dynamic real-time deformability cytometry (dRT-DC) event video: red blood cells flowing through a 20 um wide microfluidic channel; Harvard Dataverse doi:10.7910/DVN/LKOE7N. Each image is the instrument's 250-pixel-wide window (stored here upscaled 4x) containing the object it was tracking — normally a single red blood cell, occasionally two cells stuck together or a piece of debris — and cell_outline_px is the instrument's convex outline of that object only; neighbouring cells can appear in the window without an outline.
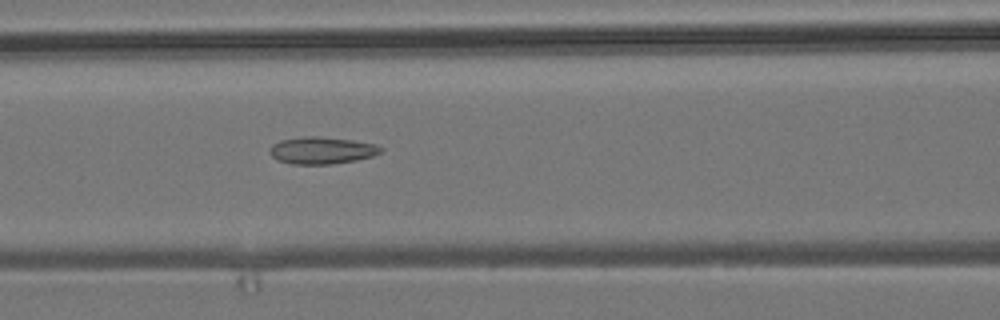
{"species": "common noctule bat (a hibernating species)", "species_latin": "Nyctalus noctula", "temperature_condition": "room temperature", "stored_images_in_passage": 54, "camera_frame_rate_fps": 3000, "um_per_image_px": 0.085, "animal": {"sex": "male", "body_mass_g": 19.2, "forearm_length_mm": 51.8}, "frame": {"image": 1, "passage_image": 23, "time_ms": 7.333, "image_size_px": [1000, 320], "cell_outline_px": [[384, 152], [372, 156], [356, 160], [332, 164], [292, 164], [276, 160], [272, 156], [272, 144], [280, 140], [304, 136], [316, 136], [352, 140], [376, 144], [384, 148]], "centroid_in_image_um": [27.4, 12.78], "position_along_channel_um": 139.2, "area_um2": 17.51}}
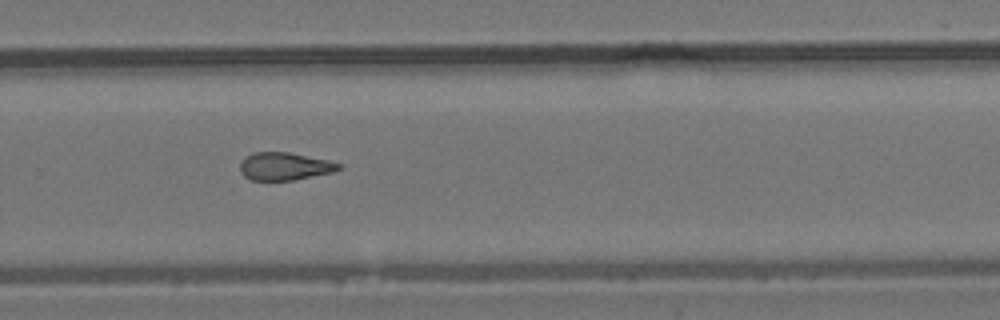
{"frame": {"image": 2, "passage_image": 36, "time_ms": 11.667, "image_size_px": [1000, 320], "cell_outline_px": [[340, 168], [332, 172], [292, 180], [252, 180], [244, 176], [240, 172], [240, 164], [252, 152], [288, 152], [328, 160], [340, 164]], "centroid_in_image_um": [24.16, 14.13], "position_along_channel_um": 305.6, "area_um2": 15.66}}
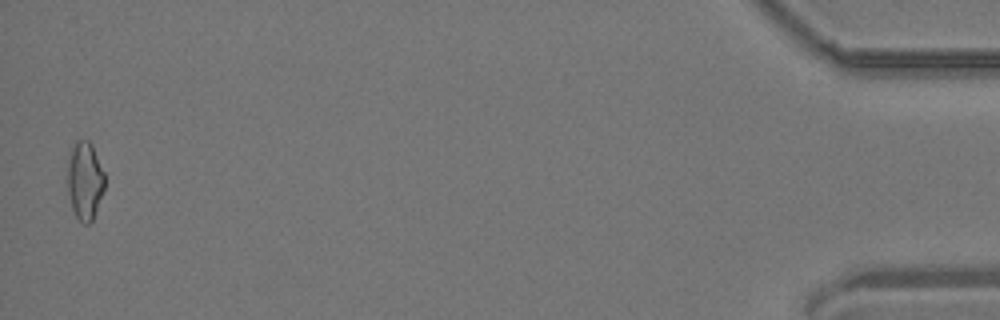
{"frame": {"image": 3, "passage_image": 53, "time_ms": 17.333, "image_size_px": [1000, 320], "cell_outline_px": [[104, 192], [92, 220], [88, 224], [84, 224], [76, 216], [72, 208], [68, 192], [68, 152], [76, 140], [88, 140], [92, 144], [104, 172]], "centroid_in_image_um": [7.21, 15.33], "position_along_channel_um": 428.0, "area_um2": 16.99}, "authors_computed_cell_mechanics": {"area_um2": 16.9643, "velocity_mm_per_s": 3.8533, "shape_relaxation_time_tau1_ms": null, "shape_relaxation_time_tau2_ms": 3.457, "deformation_change_tau1": null, "deformation_change_tau2": 0.1191}}